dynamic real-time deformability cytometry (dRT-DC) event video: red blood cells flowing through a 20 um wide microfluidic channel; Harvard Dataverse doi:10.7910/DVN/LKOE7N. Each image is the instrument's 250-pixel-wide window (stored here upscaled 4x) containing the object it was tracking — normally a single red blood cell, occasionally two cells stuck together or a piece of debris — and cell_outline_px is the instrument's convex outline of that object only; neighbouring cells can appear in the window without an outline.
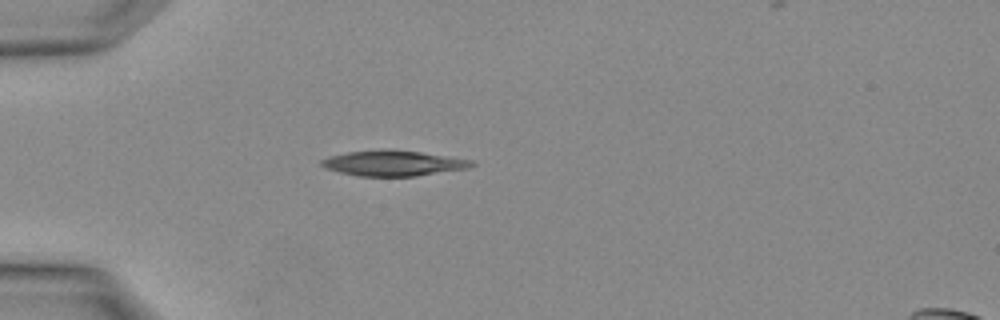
{"species": "Egyptian fruit bat (a non-hibernating species)", "species_latin": "Rousettus aegyptiacus", "temperature_condition": "warm", "stored_images_in_passage": 1, "camera_frame_rate_fps": 3000, "um_per_image_px": 0.085, "animal": {"sex": "female"}, "frame": {"image": 1, "passage_image": 1, "time_ms": 0.0, "image_size_px": [1000, 320], "cell_outline_px": [[476, 164], [468, 168], [416, 176], [360, 176], [340, 172], [328, 168], [320, 164], [320, 160], [332, 156], [348, 152], [420, 152], [472, 160]], "centroid_in_image_um": [33.48, 13.91], "position_along_channel_um": 51.5, "area_um2": 21.04}}